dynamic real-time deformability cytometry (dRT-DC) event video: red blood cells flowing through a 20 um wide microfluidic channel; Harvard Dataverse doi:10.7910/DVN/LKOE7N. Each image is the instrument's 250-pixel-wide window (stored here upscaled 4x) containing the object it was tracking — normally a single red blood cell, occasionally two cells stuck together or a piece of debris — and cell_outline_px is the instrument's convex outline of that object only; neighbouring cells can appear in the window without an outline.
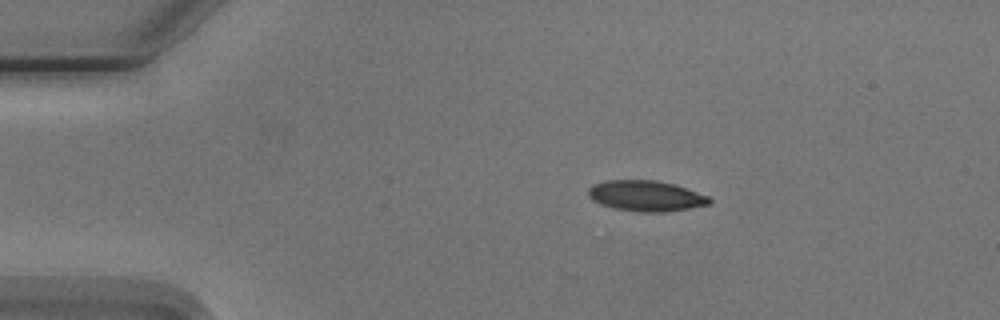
{"species": "Egyptian fruit bat (a non-hibernating species)", "species_latin": "Rousettus aegyptiacus", "temperature_condition": "cold", "stored_images_in_passage": 6, "camera_frame_rate_fps": 3000, "um_per_image_px": 0.085, "animal": {"sex": "male"}, "frame": {"image": 1, "passage_image": 2, "time_ms": 1.0, "image_size_px": [1000, 320], "cell_outline_px": [[712, 204], [664, 212], [640, 212], [616, 208], [600, 204], [592, 200], [588, 196], [588, 188], [592, 184], [604, 180], [656, 180], [672, 184], [708, 196], [712, 200]], "centroid_in_image_um": [54.86, 16.65], "position_along_channel_um": 30.1, "area_um2": 21.56}}
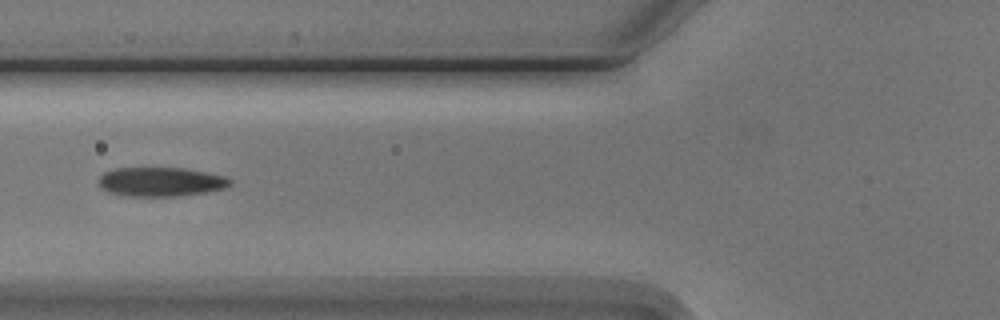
{"frame": {"image": 2, "passage_image": 5, "time_ms": 4.667, "image_size_px": [1000, 320], "cell_outline_px": [[232, 184], [224, 188], [204, 192], [180, 196], [128, 196], [108, 192], [100, 188], [96, 180], [104, 172], [116, 168], [184, 168], [228, 176], [232, 180]], "centroid_in_image_um": [13.65, 15.45], "position_along_channel_um": 112.1, "area_um2": 22.54}}
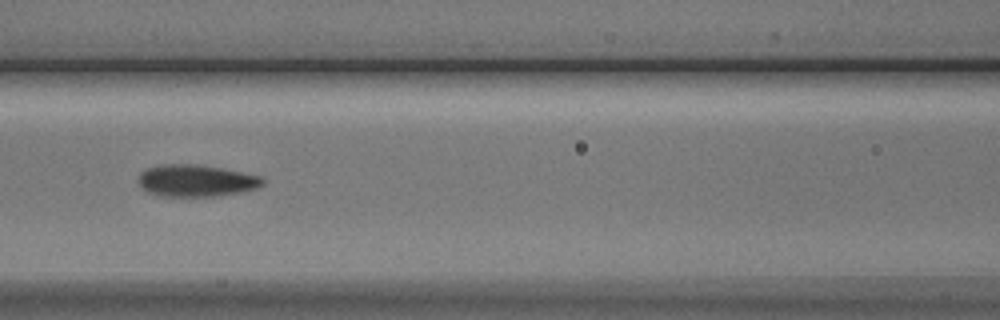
{"frame": {"image": 3, "passage_image": 6, "time_ms": 5.667, "image_size_px": [1000, 320], "cell_outline_px": [[264, 184], [260, 188], [220, 196], [160, 196], [148, 192], [140, 184], [140, 172], [148, 168], [164, 164], [192, 164], [220, 168], [264, 176]], "centroid_in_image_um": [16.74, 15.36], "position_along_channel_um": 149.9, "area_um2": 23.06}}